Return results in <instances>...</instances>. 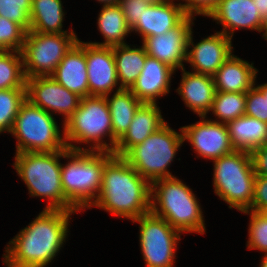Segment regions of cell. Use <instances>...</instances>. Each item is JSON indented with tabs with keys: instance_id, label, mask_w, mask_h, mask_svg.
<instances>
[{
	"instance_id": "cell-1",
	"label": "cell",
	"mask_w": 267,
	"mask_h": 267,
	"mask_svg": "<svg viewBox=\"0 0 267 267\" xmlns=\"http://www.w3.org/2000/svg\"><path fill=\"white\" fill-rule=\"evenodd\" d=\"M74 211L43 209L5 246L7 267H46L58 254L68 236Z\"/></svg>"
},
{
	"instance_id": "cell-2",
	"label": "cell",
	"mask_w": 267,
	"mask_h": 267,
	"mask_svg": "<svg viewBox=\"0 0 267 267\" xmlns=\"http://www.w3.org/2000/svg\"><path fill=\"white\" fill-rule=\"evenodd\" d=\"M150 195L151 184L123 157L113 155L104 164L100 193L92 206L132 221L151 212Z\"/></svg>"
},
{
	"instance_id": "cell-3",
	"label": "cell",
	"mask_w": 267,
	"mask_h": 267,
	"mask_svg": "<svg viewBox=\"0 0 267 267\" xmlns=\"http://www.w3.org/2000/svg\"><path fill=\"white\" fill-rule=\"evenodd\" d=\"M13 164L32 197L47 198L48 210L79 212L65 197L61 184V162L64 150L56 152L15 153Z\"/></svg>"
},
{
	"instance_id": "cell-4",
	"label": "cell",
	"mask_w": 267,
	"mask_h": 267,
	"mask_svg": "<svg viewBox=\"0 0 267 267\" xmlns=\"http://www.w3.org/2000/svg\"><path fill=\"white\" fill-rule=\"evenodd\" d=\"M114 154L107 151L64 150L61 184L65 197L78 210L90 209L99 196L104 164Z\"/></svg>"
},
{
	"instance_id": "cell-5",
	"label": "cell",
	"mask_w": 267,
	"mask_h": 267,
	"mask_svg": "<svg viewBox=\"0 0 267 267\" xmlns=\"http://www.w3.org/2000/svg\"><path fill=\"white\" fill-rule=\"evenodd\" d=\"M150 196L151 212L179 232H206L199 201L192 189L176 176L152 182Z\"/></svg>"
},
{
	"instance_id": "cell-6",
	"label": "cell",
	"mask_w": 267,
	"mask_h": 267,
	"mask_svg": "<svg viewBox=\"0 0 267 267\" xmlns=\"http://www.w3.org/2000/svg\"><path fill=\"white\" fill-rule=\"evenodd\" d=\"M65 143L71 150L107 151L113 153L116 142L113 140L112 121L109 106L104 96L81 98L78 109L63 124ZM109 137L106 143L103 139ZM77 144H89L85 149Z\"/></svg>"
},
{
	"instance_id": "cell-7",
	"label": "cell",
	"mask_w": 267,
	"mask_h": 267,
	"mask_svg": "<svg viewBox=\"0 0 267 267\" xmlns=\"http://www.w3.org/2000/svg\"><path fill=\"white\" fill-rule=\"evenodd\" d=\"M214 193L229 208L240 212L250 210L255 173L249 151L237 150L213 160Z\"/></svg>"
},
{
	"instance_id": "cell-8",
	"label": "cell",
	"mask_w": 267,
	"mask_h": 267,
	"mask_svg": "<svg viewBox=\"0 0 267 267\" xmlns=\"http://www.w3.org/2000/svg\"><path fill=\"white\" fill-rule=\"evenodd\" d=\"M166 122L142 143L132 147L123 158L150 184L158 179L173 177L168 168L178 149L185 142L180 133Z\"/></svg>"
},
{
	"instance_id": "cell-9",
	"label": "cell",
	"mask_w": 267,
	"mask_h": 267,
	"mask_svg": "<svg viewBox=\"0 0 267 267\" xmlns=\"http://www.w3.org/2000/svg\"><path fill=\"white\" fill-rule=\"evenodd\" d=\"M59 129L53 115L26 99L10 134L17 140L16 153L56 152L67 149L64 133Z\"/></svg>"
},
{
	"instance_id": "cell-10",
	"label": "cell",
	"mask_w": 267,
	"mask_h": 267,
	"mask_svg": "<svg viewBox=\"0 0 267 267\" xmlns=\"http://www.w3.org/2000/svg\"><path fill=\"white\" fill-rule=\"evenodd\" d=\"M77 41L76 33L51 34L27 31L20 50L26 79L50 76Z\"/></svg>"
},
{
	"instance_id": "cell-11",
	"label": "cell",
	"mask_w": 267,
	"mask_h": 267,
	"mask_svg": "<svg viewBox=\"0 0 267 267\" xmlns=\"http://www.w3.org/2000/svg\"><path fill=\"white\" fill-rule=\"evenodd\" d=\"M140 225V250L147 267H173L181 232L149 212L132 220Z\"/></svg>"
},
{
	"instance_id": "cell-12",
	"label": "cell",
	"mask_w": 267,
	"mask_h": 267,
	"mask_svg": "<svg viewBox=\"0 0 267 267\" xmlns=\"http://www.w3.org/2000/svg\"><path fill=\"white\" fill-rule=\"evenodd\" d=\"M26 99L46 112L62 114L63 124L78 109L81 97L69 91L51 76L26 79Z\"/></svg>"
},
{
	"instance_id": "cell-13",
	"label": "cell",
	"mask_w": 267,
	"mask_h": 267,
	"mask_svg": "<svg viewBox=\"0 0 267 267\" xmlns=\"http://www.w3.org/2000/svg\"><path fill=\"white\" fill-rule=\"evenodd\" d=\"M200 118L201 121L181 127L184 141L190 142L199 157L213 161L235 150L226 124L205 119L206 116Z\"/></svg>"
},
{
	"instance_id": "cell-14",
	"label": "cell",
	"mask_w": 267,
	"mask_h": 267,
	"mask_svg": "<svg viewBox=\"0 0 267 267\" xmlns=\"http://www.w3.org/2000/svg\"><path fill=\"white\" fill-rule=\"evenodd\" d=\"M192 17H186L177 27L163 33L147 37L142 44L146 53L160 62L166 63L175 71L184 68L187 59L188 36L192 30Z\"/></svg>"
},
{
	"instance_id": "cell-15",
	"label": "cell",
	"mask_w": 267,
	"mask_h": 267,
	"mask_svg": "<svg viewBox=\"0 0 267 267\" xmlns=\"http://www.w3.org/2000/svg\"><path fill=\"white\" fill-rule=\"evenodd\" d=\"M192 33L191 30L188 36L186 63L190 64L193 72L213 76L232 55L234 50L232 39L221 32H216L195 45Z\"/></svg>"
},
{
	"instance_id": "cell-16",
	"label": "cell",
	"mask_w": 267,
	"mask_h": 267,
	"mask_svg": "<svg viewBox=\"0 0 267 267\" xmlns=\"http://www.w3.org/2000/svg\"><path fill=\"white\" fill-rule=\"evenodd\" d=\"M89 96H106L113 92L119 81L115 67L113 47L97 46L85 42Z\"/></svg>"
},
{
	"instance_id": "cell-17",
	"label": "cell",
	"mask_w": 267,
	"mask_h": 267,
	"mask_svg": "<svg viewBox=\"0 0 267 267\" xmlns=\"http://www.w3.org/2000/svg\"><path fill=\"white\" fill-rule=\"evenodd\" d=\"M209 18L222 24L223 29L219 32L231 39L238 28L261 33L264 23L253 0H221Z\"/></svg>"
},
{
	"instance_id": "cell-18",
	"label": "cell",
	"mask_w": 267,
	"mask_h": 267,
	"mask_svg": "<svg viewBox=\"0 0 267 267\" xmlns=\"http://www.w3.org/2000/svg\"><path fill=\"white\" fill-rule=\"evenodd\" d=\"M175 70L156 58L146 57L143 69L130 91L142 103L156 104L161 96L170 93L171 77Z\"/></svg>"
},
{
	"instance_id": "cell-19",
	"label": "cell",
	"mask_w": 267,
	"mask_h": 267,
	"mask_svg": "<svg viewBox=\"0 0 267 267\" xmlns=\"http://www.w3.org/2000/svg\"><path fill=\"white\" fill-rule=\"evenodd\" d=\"M174 0L151 3L131 28L139 33L142 41L150 36L161 35L177 27L187 16L180 3Z\"/></svg>"
},
{
	"instance_id": "cell-20",
	"label": "cell",
	"mask_w": 267,
	"mask_h": 267,
	"mask_svg": "<svg viewBox=\"0 0 267 267\" xmlns=\"http://www.w3.org/2000/svg\"><path fill=\"white\" fill-rule=\"evenodd\" d=\"M50 76L81 98L89 96L85 42L78 39Z\"/></svg>"
},
{
	"instance_id": "cell-21",
	"label": "cell",
	"mask_w": 267,
	"mask_h": 267,
	"mask_svg": "<svg viewBox=\"0 0 267 267\" xmlns=\"http://www.w3.org/2000/svg\"><path fill=\"white\" fill-rule=\"evenodd\" d=\"M165 123L157 103H143L136 111L128 130L117 141L113 154L123 157L132 147L142 143Z\"/></svg>"
},
{
	"instance_id": "cell-22",
	"label": "cell",
	"mask_w": 267,
	"mask_h": 267,
	"mask_svg": "<svg viewBox=\"0 0 267 267\" xmlns=\"http://www.w3.org/2000/svg\"><path fill=\"white\" fill-rule=\"evenodd\" d=\"M182 80L176 92L186 107L200 116H207L214 101L216 89L212 75L189 72L181 69Z\"/></svg>"
},
{
	"instance_id": "cell-23",
	"label": "cell",
	"mask_w": 267,
	"mask_h": 267,
	"mask_svg": "<svg viewBox=\"0 0 267 267\" xmlns=\"http://www.w3.org/2000/svg\"><path fill=\"white\" fill-rule=\"evenodd\" d=\"M257 72L253 63L232 54L213 75L215 89L221 92H247L256 85Z\"/></svg>"
},
{
	"instance_id": "cell-24",
	"label": "cell",
	"mask_w": 267,
	"mask_h": 267,
	"mask_svg": "<svg viewBox=\"0 0 267 267\" xmlns=\"http://www.w3.org/2000/svg\"><path fill=\"white\" fill-rule=\"evenodd\" d=\"M112 121L113 140L117 141L128 130L131 121L138 110L143 104L130 89H116L113 96L110 94L105 96Z\"/></svg>"
},
{
	"instance_id": "cell-25",
	"label": "cell",
	"mask_w": 267,
	"mask_h": 267,
	"mask_svg": "<svg viewBox=\"0 0 267 267\" xmlns=\"http://www.w3.org/2000/svg\"><path fill=\"white\" fill-rule=\"evenodd\" d=\"M230 140L237 150L251 151L267 144V123L246 115L227 124Z\"/></svg>"
},
{
	"instance_id": "cell-26",
	"label": "cell",
	"mask_w": 267,
	"mask_h": 267,
	"mask_svg": "<svg viewBox=\"0 0 267 267\" xmlns=\"http://www.w3.org/2000/svg\"><path fill=\"white\" fill-rule=\"evenodd\" d=\"M65 12L61 0H32L30 31L39 33H75L63 30Z\"/></svg>"
},
{
	"instance_id": "cell-27",
	"label": "cell",
	"mask_w": 267,
	"mask_h": 267,
	"mask_svg": "<svg viewBox=\"0 0 267 267\" xmlns=\"http://www.w3.org/2000/svg\"><path fill=\"white\" fill-rule=\"evenodd\" d=\"M131 48L128 44L113 47L115 67L119 81V87L130 89L140 75L146 57L145 47Z\"/></svg>"
},
{
	"instance_id": "cell-28",
	"label": "cell",
	"mask_w": 267,
	"mask_h": 267,
	"mask_svg": "<svg viewBox=\"0 0 267 267\" xmlns=\"http://www.w3.org/2000/svg\"><path fill=\"white\" fill-rule=\"evenodd\" d=\"M98 30L104 42H89L97 46L114 47L125 43V37L132 33L118 4L103 5L98 19Z\"/></svg>"
},
{
	"instance_id": "cell-29",
	"label": "cell",
	"mask_w": 267,
	"mask_h": 267,
	"mask_svg": "<svg viewBox=\"0 0 267 267\" xmlns=\"http://www.w3.org/2000/svg\"><path fill=\"white\" fill-rule=\"evenodd\" d=\"M246 92L216 91L210 111L217 118L213 121L227 124L245 115Z\"/></svg>"
},
{
	"instance_id": "cell-30",
	"label": "cell",
	"mask_w": 267,
	"mask_h": 267,
	"mask_svg": "<svg viewBox=\"0 0 267 267\" xmlns=\"http://www.w3.org/2000/svg\"><path fill=\"white\" fill-rule=\"evenodd\" d=\"M25 86L21 53L0 50V89L26 88Z\"/></svg>"
},
{
	"instance_id": "cell-31",
	"label": "cell",
	"mask_w": 267,
	"mask_h": 267,
	"mask_svg": "<svg viewBox=\"0 0 267 267\" xmlns=\"http://www.w3.org/2000/svg\"><path fill=\"white\" fill-rule=\"evenodd\" d=\"M26 101V88L0 89V133H10L21 105Z\"/></svg>"
},
{
	"instance_id": "cell-32",
	"label": "cell",
	"mask_w": 267,
	"mask_h": 267,
	"mask_svg": "<svg viewBox=\"0 0 267 267\" xmlns=\"http://www.w3.org/2000/svg\"><path fill=\"white\" fill-rule=\"evenodd\" d=\"M244 214L250 215L248 241L246 247L249 250L256 249L267 253V216L264 213L246 210Z\"/></svg>"
},
{
	"instance_id": "cell-33",
	"label": "cell",
	"mask_w": 267,
	"mask_h": 267,
	"mask_svg": "<svg viewBox=\"0 0 267 267\" xmlns=\"http://www.w3.org/2000/svg\"><path fill=\"white\" fill-rule=\"evenodd\" d=\"M26 33L18 23L0 16V50L20 52Z\"/></svg>"
},
{
	"instance_id": "cell-34",
	"label": "cell",
	"mask_w": 267,
	"mask_h": 267,
	"mask_svg": "<svg viewBox=\"0 0 267 267\" xmlns=\"http://www.w3.org/2000/svg\"><path fill=\"white\" fill-rule=\"evenodd\" d=\"M32 0H0V16L30 29Z\"/></svg>"
},
{
	"instance_id": "cell-35",
	"label": "cell",
	"mask_w": 267,
	"mask_h": 267,
	"mask_svg": "<svg viewBox=\"0 0 267 267\" xmlns=\"http://www.w3.org/2000/svg\"><path fill=\"white\" fill-rule=\"evenodd\" d=\"M245 115L267 123V83L246 92Z\"/></svg>"
},
{
	"instance_id": "cell-36",
	"label": "cell",
	"mask_w": 267,
	"mask_h": 267,
	"mask_svg": "<svg viewBox=\"0 0 267 267\" xmlns=\"http://www.w3.org/2000/svg\"><path fill=\"white\" fill-rule=\"evenodd\" d=\"M150 4L147 0H120L118 3L130 28L137 23Z\"/></svg>"
},
{
	"instance_id": "cell-37",
	"label": "cell",
	"mask_w": 267,
	"mask_h": 267,
	"mask_svg": "<svg viewBox=\"0 0 267 267\" xmlns=\"http://www.w3.org/2000/svg\"><path fill=\"white\" fill-rule=\"evenodd\" d=\"M181 4L187 17L195 18L196 15L209 17L221 0H182Z\"/></svg>"
},
{
	"instance_id": "cell-38",
	"label": "cell",
	"mask_w": 267,
	"mask_h": 267,
	"mask_svg": "<svg viewBox=\"0 0 267 267\" xmlns=\"http://www.w3.org/2000/svg\"><path fill=\"white\" fill-rule=\"evenodd\" d=\"M250 211L259 213L267 211V176L256 175L255 177Z\"/></svg>"
},
{
	"instance_id": "cell-39",
	"label": "cell",
	"mask_w": 267,
	"mask_h": 267,
	"mask_svg": "<svg viewBox=\"0 0 267 267\" xmlns=\"http://www.w3.org/2000/svg\"><path fill=\"white\" fill-rule=\"evenodd\" d=\"M255 175L267 176V144L250 151Z\"/></svg>"
},
{
	"instance_id": "cell-40",
	"label": "cell",
	"mask_w": 267,
	"mask_h": 267,
	"mask_svg": "<svg viewBox=\"0 0 267 267\" xmlns=\"http://www.w3.org/2000/svg\"><path fill=\"white\" fill-rule=\"evenodd\" d=\"M263 22L267 21V0H253Z\"/></svg>"
},
{
	"instance_id": "cell-41",
	"label": "cell",
	"mask_w": 267,
	"mask_h": 267,
	"mask_svg": "<svg viewBox=\"0 0 267 267\" xmlns=\"http://www.w3.org/2000/svg\"><path fill=\"white\" fill-rule=\"evenodd\" d=\"M99 3L103 5H116L119 3L120 0H97Z\"/></svg>"
},
{
	"instance_id": "cell-42",
	"label": "cell",
	"mask_w": 267,
	"mask_h": 267,
	"mask_svg": "<svg viewBox=\"0 0 267 267\" xmlns=\"http://www.w3.org/2000/svg\"><path fill=\"white\" fill-rule=\"evenodd\" d=\"M262 31H264V33H263V38L267 40V21H265V22L263 23L261 32H262Z\"/></svg>"
},
{
	"instance_id": "cell-43",
	"label": "cell",
	"mask_w": 267,
	"mask_h": 267,
	"mask_svg": "<svg viewBox=\"0 0 267 267\" xmlns=\"http://www.w3.org/2000/svg\"><path fill=\"white\" fill-rule=\"evenodd\" d=\"M260 263L261 264L259 265V267H267V253L264 254V257H262V260Z\"/></svg>"
},
{
	"instance_id": "cell-44",
	"label": "cell",
	"mask_w": 267,
	"mask_h": 267,
	"mask_svg": "<svg viewBox=\"0 0 267 267\" xmlns=\"http://www.w3.org/2000/svg\"><path fill=\"white\" fill-rule=\"evenodd\" d=\"M151 3H157V2H163V1H167V0H147Z\"/></svg>"
}]
</instances>
